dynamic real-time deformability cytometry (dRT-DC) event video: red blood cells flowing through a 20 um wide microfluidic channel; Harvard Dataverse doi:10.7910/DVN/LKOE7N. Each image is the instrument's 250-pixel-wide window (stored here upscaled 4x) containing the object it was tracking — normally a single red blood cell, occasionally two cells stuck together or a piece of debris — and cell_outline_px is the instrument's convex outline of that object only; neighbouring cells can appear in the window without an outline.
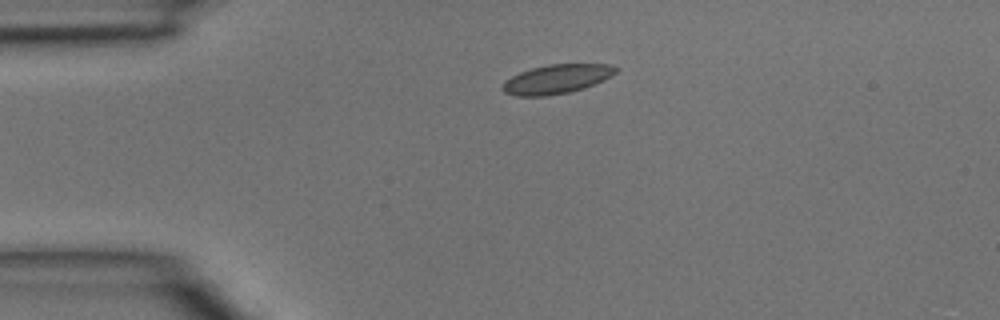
{"species": "common noctule bat (a hibernating species)", "species_latin": "Nyctalus noctula", "temperature_condition": "room temperature", "stored_images_in_passage": 2, "camera_frame_rate_fps": 3000, "um_per_image_px": 0.085, "animal": {"sex": "male", "body_mass_g": 15.6}, "frame": {"image": 1, "passage_image": 2, "time_ms": 0.333, "image_size_px": [1000, 320], "cell_outline_px": [[620, 68], [612, 76], [604, 80], [584, 88], [568, 92], [548, 96], [516, 96], [504, 92], [500, 88], [504, 80], [520, 72], [532, 68], [548, 64], [612, 64]], "centroid_in_image_um": [47.32, 6.72], "position_along_channel_um": 37.7, "area_um2": 19.42}}